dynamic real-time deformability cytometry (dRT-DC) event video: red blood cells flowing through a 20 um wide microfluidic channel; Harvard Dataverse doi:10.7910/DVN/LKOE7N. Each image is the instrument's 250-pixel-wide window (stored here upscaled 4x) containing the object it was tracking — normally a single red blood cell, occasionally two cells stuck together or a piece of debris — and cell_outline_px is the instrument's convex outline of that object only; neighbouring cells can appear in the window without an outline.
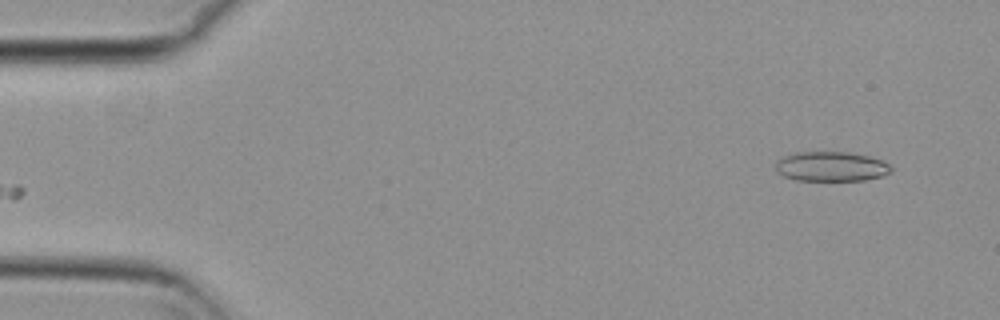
{"species": "common noctule bat (a hibernating species)", "species_latin": "Nyctalus noctula", "temperature_condition": "cold", "stored_images_in_passage": 53, "camera_frame_rate_fps": 3000, "um_per_image_px": 0.085, "animal": {"sex": "female", "body_mass_g": 29.2, "forearm_length_mm": 56.3}, "frame": {"image": 1, "passage_image": 1, "time_ms": 0.0, "image_size_px": [1000, 320], "cell_outline_px": [[892, 172], [880, 176], [864, 180], [796, 180], [784, 176], [776, 172], [776, 164], [784, 156], [796, 152], [848, 152], [872, 156], [884, 160], [892, 168]], "centroid_in_image_um": [70.69, 14.14], "position_along_channel_um": 14.3, "area_um2": 20.0}}
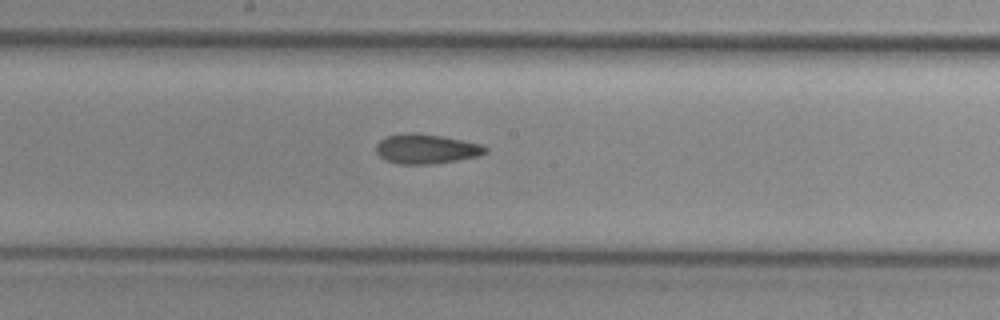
{"frame": {"image": 2, "passage_image": 26, "time_ms": 8.333, "image_size_px": [1000, 320], "cell_outline_px": [[488, 152], [480, 156], [436, 164], [400, 164], [384, 160], [376, 152], [376, 144], [380, 140], [388, 136], [404, 132], [416, 132], [440, 136], [480, 144], [488, 148]], "centroid_in_image_um": [36.22, 12.66], "position_along_channel_um": 212.0, "area_um2": 19.02}}
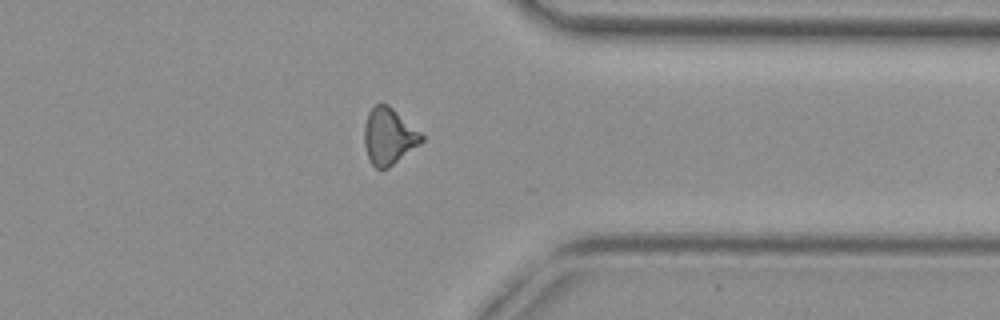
{"frame": {"image": 3, "passage_image": 40, "time_ms": 13.0, "image_size_px": [1000, 320], "cell_outline_px": [[424, 140], [420, 144], [388, 168], [376, 168], [372, 164], [368, 156], [364, 144], [364, 124], [368, 112], [376, 104], [388, 104], [420, 132], [424, 136]], "centroid_in_image_um": [33.04, 11.58], "position_along_channel_um": 378.4, "area_um2": 18.67}, "authors_computed_cell_mechanics": {"area_um2": 18.6694, "velocity_mm_per_s": 3.7232, "shape_relaxation_time_tau1_ms": null, "shape_relaxation_time_tau2_ms": 5.5196, "deformation_change_tau1": null, "deformation_change_tau2": 0.1398}}